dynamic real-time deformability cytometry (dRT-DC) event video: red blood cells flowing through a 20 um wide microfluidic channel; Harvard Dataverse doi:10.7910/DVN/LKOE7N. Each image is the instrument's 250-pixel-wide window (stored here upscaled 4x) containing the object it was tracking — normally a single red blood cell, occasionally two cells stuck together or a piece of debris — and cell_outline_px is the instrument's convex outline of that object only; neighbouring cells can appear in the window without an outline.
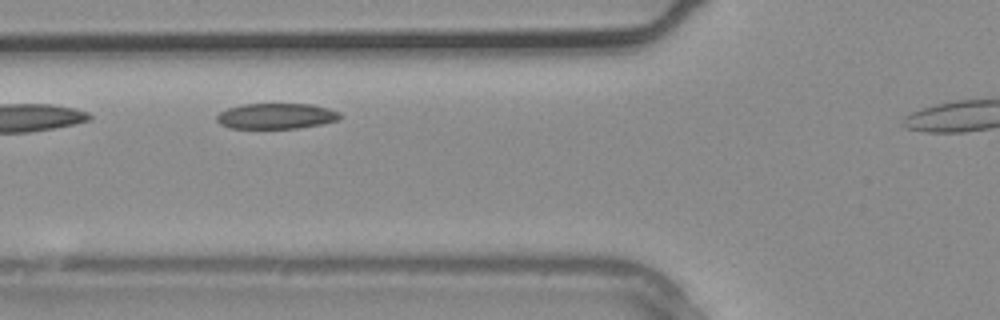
{"species": "common noctule bat (a hibernating species)", "species_latin": "Nyctalus noctula", "temperature_condition": "warm", "stored_images_in_passage": 4, "camera_frame_rate_fps": 3000, "um_per_image_px": 0.085, "animal": {"sex": "male", "body_mass_g": 20.4}, "frame": {"image": 1, "passage_image": 3, "time_ms": 0.667, "image_size_px": [1000, 320], "cell_outline_px": [[340, 120], [320, 124], [296, 128], [228, 128], [220, 124], [216, 120], [216, 116], [220, 112], [228, 108], [240, 104], [312, 104], [328, 108], [340, 112]], "centroid_in_image_um": [23.46, 9.86], "position_along_channel_um": 102.3, "area_um2": 18.44}}